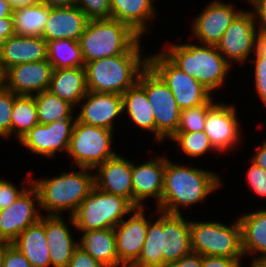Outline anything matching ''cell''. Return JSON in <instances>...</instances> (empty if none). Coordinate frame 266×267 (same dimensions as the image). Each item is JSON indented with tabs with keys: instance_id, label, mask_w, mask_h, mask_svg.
Here are the masks:
<instances>
[{
	"instance_id": "1",
	"label": "cell",
	"mask_w": 266,
	"mask_h": 267,
	"mask_svg": "<svg viewBox=\"0 0 266 267\" xmlns=\"http://www.w3.org/2000/svg\"><path fill=\"white\" fill-rule=\"evenodd\" d=\"M159 215L153 223L148 219V230L142 252L131 267H166L192 252L190 221L183 214Z\"/></svg>"
},
{
	"instance_id": "2",
	"label": "cell",
	"mask_w": 266,
	"mask_h": 267,
	"mask_svg": "<svg viewBox=\"0 0 266 267\" xmlns=\"http://www.w3.org/2000/svg\"><path fill=\"white\" fill-rule=\"evenodd\" d=\"M165 157L164 187L157 210L182 214L179 208L202 202L222 184L219 176L209 170L175 164Z\"/></svg>"
},
{
	"instance_id": "3",
	"label": "cell",
	"mask_w": 266,
	"mask_h": 267,
	"mask_svg": "<svg viewBox=\"0 0 266 267\" xmlns=\"http://www.w3.org/2000/svg\"><path fill=\"white\" fill-rule=\"evenodd\" d=\"M141 51L139 42L129 53L85 63L88 91L122 95L148 65V57Z\"/></svg>"
},
{
	"instance_id": "4",
	"label": "cell",
	"mask_w": 266,
	"mask_h": 267,
	"mask_svg": "<svg viewBox=\"0 0 266 267\" xmlns=\"http://www.w3.org/2000/svg\"><path fill=\"white\" fill-rule=\"evenodd\" d=\"M91 168L79 167V171L63 172L49 179L32 181L38 190L40 207L47 216H62L69 211L70 216L76 212L82 201L94 187V174Z\"/></svg>"
},
{
	"instance_id": "5",
	"label": "cell",
	"mask_w": 266,
	"mask_h": 267,
	"mask_svg": "<svg viewBox=\"0 0 266 267\" xmlns=\"http://www.w3.org/2000/svg\"><path fill=\"white\" fill-rule=\"evenodd\" d=\"M161 52L176 67L194 77L209 92L221 88L232 66L217 47L211 45L172 44L163 48Z\"/></svg>"
},
{
	"instance_id": "6",
	"label": "cell",
	"mask_w": 266,
	"mask_h": 267,
	"mask_svg": "<svg viewBox=\"0 0 266 267\" xmlns=\"http://www.w3.org/2000/svg\"><path fill=\"white\" fill-rule=\"evenodd\" d=\"M140 37L128 25L113 18L89 20L79 44L85 63L129 53Z\"/></svg>"
},
{
	"instance_id": "7",
	"label": "cell",
	"mask_w": 266,
	"mask_h": 267,
	"mask_svg": "<svg viewBox=\"0 0 266 267\" xmlns=\"http://www.w3.org/2000/svg\"><path fill=\"white\" fill-rule=\"evenodd\" d=\"M134 208L126 198L93 187L68 221L79 231L114 229Z\"/></svg>"
},
{
	"instance_id": "8",
	"label": "cell",
	"mask_w": 266,
	"mask_h": 267,
	"mask_svg": "<svg viewBox=\"0 0 266 267\" xmlns=\"http://www.w3.org/2000/svg\"><path fill=\"white\" fill-rule=\"evenodd\" d=\"M192 252L201 256L241 259V227L239 220L230 226L220 222L190 221Z\"/></svg>"
},
{
	"instance_id": "9",
	"label": "cell",
	"mask_w": 266,
	"mask_h": 267,
	"mask_svg": "<svg viewBox=\"0 0 266 267\" xmlns=\"http://www.w3.org/2000/svg\"><path fill=\"white\" fill-rule=\"evenodd\" d=\"M137 82L145 89L156 123V141L171 138L179 127L181 109L162 78L147 65Z\"/></svg>"
},
{
	"instance_id": "10",
	"label": "cell",
	"mask_w": 266,
	"mask_h": 267,
	"mask_svg": "<svg viewBox=\"0 0 266 267\" xmlns=\"http://www.w3.org/2000/svg\"><path fill=\"white\" fill-rule=\"evenodd\" d=\"M113 133L112 130L76 120L67 154L72 157L76 167L94 169L117 154L111 149Z\"/></svg>"
},
{
	"instance_id": "11",
	"label": "cell",
	"mask_w": 266,
	"mask_h": 267,
	"mask_svg": "<svg viewBox=\"0 0 266 267\" xmlns=\"http://www.w3.org/2000/svg\"><path fill=\"white\" fill-rule=\"evenodd\" d=\"M147 57L148 65L167 84L181 110L206 104L212 98L211 92L176 67L161 51Z\"/></svg>"
},
{
	"instance_id": "12",
	"label": "cell",
	"mask_w": 266,
	"mask_h": 267,
	"mask_svg": "<svg viewBox=\"0 0 266 267\" xmlns=\"http://www.w3.org/2000/svg\"><path fill=\"white\" fill-rule=\"evenodd\" d=\"M256 26L257 23L250 10H242L231 22L216 46L229 63L232 64V61H235L244 64L246 60L248 61L251 52L255 53L259 30Z\"/></svg>"
},
{
	"instance_id": "13",
	"label": "cell",
	"mask_w": 266,
	"mask_h": 267,
	"mask_svg": "<svg viewBox=\"0 0 266 267\" xmlns=\"http://www.w3.org/2000/svg\"><path fill=\"white\" fill-rule=\"evenodd\" d=\"M33 179L23 180L30 185L9 207L0 210V238L13 242L28 226L37 223L42 214L38 190L32 185ZM37 204V205H36ZM38 206V207H37Z\"/></svg>"
},
{
	"instance_id": "14",
	"label": "cell",
	"mask_w": 266,
	"mask_h": 267,
	"mask_svg": "<svg viewBox=\"0 0 266 267\" xmlns=\"http://www.w3.org/2000/svg\"><path fill=\"white\" fill-rule=\"evenodd\" d=\"M77 119H63L49 124H36L20 140L31 153L54 158L58 151L67 153Z\"/></svg>"
},
{
	"instance_id": "15",
	"label": "cell",
	"mask_w": 266,
	"mask_h": 267,
	"mask_svg": "<svg viewBox=\"0 0 266 267\" xmlns=\"http://www.w3.org/2000/svg\"><path fill=\"white\" fill-rule=\"evenodd\" d=\"M204 132L217 152L235 148L241 136L235 106L215 103L206 114Z\"/></svg>"
},
{
	"instance_id": "16",
	"label": "cell",
	"mask_w": 266,
	"mask_h": 267,
	"mask_svg": "<svg viewBox=\"0 0 266 267\" xmlns=\"http://www.w3.org/2000/svg\"><path fill=\"white\" fill-rule=\"evenodd\" d=\"M53 70L47 59L12 66L4 73V87L16 95L33 96L49 90Z\"/></svg>"
},
{
	"instance_id": "17",
	"label": "cell",
	"mask_w": 266,
	"mask_h": 267,
	"mask_svg": "<svg viewBox=\"0 0 266 267\" xmlns=\"http://www.w3.org/2000/svg\"><path fill=\"white\" fill-rule=\"evenodd\" d=\"M144 209L134 208L129 219H123L114 228L118 258L125 267H131L143 249L148 230V218L145 217Z\"/></svg>"
},
{
	"instance_id": "18",
	"label": "cell",
	"mask_w": 266,
	"mask_h": 267,
	"mask_svg": "<svg viewBox=\"0 0 266 267\" xmlns=\"http://www.w3.org/2000/svg\"><path fill=\"white\" fill-rule=\"evenodd\" d=\"M232 3L211 1L193 20V36L204 45L217 46L226 29L242 10H236Z\"/></svg>"
},
{
	"instance_id": "19",
	"label": "cell",
	"mask_w": 266,
	"mask_h": 267,
	"mask_svg": "<svg viewBox=\"0 0 266 267\" xmlns=\"http://www.w3.org/2000/svg\"><path fill=\"white\" fill-rule=\"evenodd\" d=\"M79 107V122L114 131V120L123 113L122 95L88 91Z\"/></svg>"
},
{
	"instance_id": "20",
	"label": "cell",
	"mask_w": 266,
	"mask_h": 267,
	"mask_svg": "<svg viewBox=\"0 0 266 267\" xmlns=\"http://www.w3.org/2000/svg\"><path fill=\"white\" fill-rule=\"evenodd\" d=\"M142 164H134L132 161V191L133 206L145 207V199L153 197L157 199V208L161 204L164 187L165 157L156 156Z\"/></svg>"
},
{
	"instance_id": "21",
	"label": "cell",
	"mask_w": 266,
	"mask_h": 267,
	"mask_svg": "<svg viewBox=\"0 0 266 267\" xmlns=\"http://www.w3.org/2000/svg\"><path fill=\"white\" fill-rule=\"evenodd\" d=\"M93 170L97 171L96 174L94 173V187L110 194L122 196L133 205L131 160H126L116 154L104 163L97 165Z\"/></svg>"
},
{
	"instance_id": "22",
	"label": "cell",
	"mask_w": 266,
	"mask_h": 267,
	"mask_svg": "<svg viewBox=\"0 0 266 267\" xmlns=\"http://www.w3.org/2000/svg\"><path fill=\"white\" fill-rule=\"evenodd\" d=\"M88 21L87 16L76 5L50 8L42 38L46 42L60 39L79 41Z\"/></svg>"
},
{
	"instance_id": "23",
	"label": "cell",
	"mask_w": 266,
	"mask_h": 267,
	"mask_svg": "<svg viewBox=\"0 0 266 267\" xmlns=\"http://www.w3.org/2000/svg\"><path fill=\"white\" fill-rule=\"evenodd\" d=\"M47 42L42 37L13 35L5 41L0 62L5 72L12 66L47 59Z\"/></svg>"
},
{
	"instance_id": "24",
	"label": "cell",
	"mask_w": 266,
	"mask_h": 267,
	"mask_svg": "<svg viewBox=\"0 0 266 267\" xmlns=\"http://www.w3.org/2000/svg\"><path fill=\"white\" fill-rule=\"evenodd\" d=\"M45 235L51 266L68 267L78 243L75 242L66 221L61 216L45 215Z\"/></svg>"
},
{
	"instance_id": "25",
	"label": "cell",
	"mask_w": 266,
	"mask_h": 267,
	"mask_svg": "<svg viewBox=\"0 0 266 267\" xmlns=\"http://www.w3.org/2000/svg\"><path fill=\"white\" fill-rule=\"evenodd\" d=\"M78 246L106 267H125L118 258L113 228L81 231Z\"/></svg>"
},
{
	"instance_id": "26",
	"label": "cell",
	"mask_w": 266,
	"mask_h": 267,
	"mask_svg": "<svg viewBox=\"0 0 266 267\" xmlns=\"http://www.w3.org/2000/svg\"><path fill=\"white\" fill-rule=\"evenodd\" d=\"M110 10L111 18L128 25L140 37L149 31L147 22L156 15L153 0H110Z\"/></svg>"
},
{
	"instance_id": "27",
	"label": "cell",
	"mask_w": 266,
	"mask_h": 267,
	"mask_svg": "<svg viewBox=\"0 0 266 267\" xmlns=\"http://www.w3.org/2000/svg\"><path fill=\"white\" fill-rule=\"evenodd\" d=\"M12 244L23 253L32 267L51 266L45 235V215L37 223L28 226Z\"/></svg>"
},
{
	"instance_id": "28",
	"label": "cell",
	"mask_w": 266,
	"mask_h": 267,
	"mask_svg": "<svg viewBox=\"0 0 266 267\" xmlns=\"http://www.w3.org/2000/svg\"><path fill=\"white\" fill-rule=\"evenodd\" d=\"M49 91L77 107L88 92L85 68L53 70Z\"/></svg>"
},
{
	"instance_id": "29",
	"label": "cell",
	"mask_w": 266,
	"mask_h": 267,
	"mask_svg": "<svg viewBox=\"0 0 266 267\" xmlns=\"http://www.w3.org/2000/svg\"><path fill=\"white\" fill-rule=\"evenodd\" d=\"M238 220L244 255L251 253L253 256L260 252L262 254L253 259H266V209L244 213Z\"/></svg>"
},
{
	"instance_id": "30",
	"label": "cell",
	"mask_w": 266,
	"mask_h": 267,
	"mask_svg": "<svg viewBox=\"0 0 266 267\" xmlns=\"http://www.w3.org/2000/svg\"><path fill=\"white\" fill-rule=\"evenodd\" d=\"M123 113L131 118L139 128L150 131L156 138V123L153 109L148 101L145 89L136 82L122 94Z\"/></svg>"
},
{
	"instance_id": "31",
	"label": "cell",
	"mask_w": 266,
	"mask_h": 267,
	"mask_svg": "<svg viewBox=\"0 0 266 267\" xmlns=\"http://www.w3.org/2000/svg\"><path fill=\"white\" fill-rule=\"evenodd\" d=\"M50 8L40 1L13 10L14 33L18 36L42 37Z\"/></svg>"
},
{
	"instance_id": "32",
	"label": "cell",
	"mask_w": 266,
	"mask_h": 267,
	"mask_svg": "<svg viewBox=\"0 0 266 267\" xmlns=\"http://www.w3.org/2000/svg\"><path fill=\"white\" fill-rule=\"evenodd\" d=\"M33 96L40 124H49L63 119H77L72 114L75 107L51 91L45 90Z\"/></svg>"
},
{
	"instance_id": "33",
	"label": "cell",
	"mask_w": 266,
	"mask_h": 267,
	"mask_svg": "<svg viewBox=\"0 0 266 267\" xmlns=\"http://www.w3.org/2000/svg\"><path fill=\"white\" fill-rule=\"evenodd\" d=\"M47 60L53 69L84 67L79 41L60 39L47 42Z\"/></svg>"
},
{
	"instance_id": "34",
	"label": "cell",
	"mask_w": 266,
	"mask_h": 267,
	"mask_svg": "<svg viewBox=\"0 0 266 267\" xmlns=\"http://www.w3.org/2000/svg\"><path fill=\"white\" fill-rule=\"evenodd\" d=\"M39 123L34 96L18 95L11 113V136L18 141Z\"/></svg>"
},
{
	"instance_id": "35",
	"label": "cell",
	"mask_w": 266,
	"mask_h": 267,
	"mask_svg": "<svg viewBox=\"0 0 266 267\" xmlns=\"http://www.w3.org/2000/svg\"><path fill=\"white\" fill-rule=\"evenodd\" d=\"M170 140L175 141L177 146L182 149L184 154L189 157H200L206 152L214 150L217 152L210 143L208 135L204 131L200 132H186L177 131Z\"/></svg>"
},
{
	"instance_id": "36",
	"label": "cell",
	"mask_w": 266,
	"mask_h": 267,
	"mask_svg": "<svg viewBox=\"0 0 266 267\" xmlns=\"http://www.w3.org/2000/svg\"><path fill=\"white\" fill-rule=\"evenodd\" d=\"M213 97L206 103L193 108L181 110L177 131L200 132L205 130V119L208 110L214 105Z\"/></svg>"
},
{
	"instance_id": "37",
	"label": "cell",
	"mask_w": 266,
	"mask_h": 267,
	"mask_svg": "<svg viewBox=\"0 0 266 267\" xmlns=\"http://www.w3.org/2000/svg\"><path fill=\"white\" fill-rule=\"evenodd\" d=\"M17 96L5 87L0 88V138L11 137V113Z\"/></svg>"
},
{
	"instance_id": "38",
	"label": "cell",
	"mask_w": 266,
	"mask_h": 267,
	"mask_svg": "<svg viewBox=\"0 0 266 267\" xmlns=\"http://www.w3.org/2000/svg\"><path fill=\"white\" fill-rule=\"evenodd\" d=\"M76 6L89 20L111 18L110 0H77Z\"/></svg>"
},
{
	"instance_id": "39",
	"label": "cell",
	"mask_w": 266,
	"mask_h": 267,
	"mask_svg": "<svg viewBox=\"0 0 266 267\" xmlns=\"http://www.w3.org/2000/svg\"><path fill=\"white\" fill-rule=\"evenodd\" d=\"M251 63L254 64V87L256 94L266 107V56H255Z\"/></svg>"
},
{
	"instance_id": "40",
	"label": "cell",
	"mask_w": 266,
	"mask_h": 267,
	"mask_svg": "<svg viewBox=\"0 0 266 267\" xmlns=\"http://www.w3.org/2000/svg\"><path fill=\"white\" fill-rule=\"evenodd\" d=\"M247 170V182L254 193L266 197V170L257 166L253 161Z\"/></svg>"
},
{
	"instance_id": "41",
	"label": "cell",
	"mask_w": 266,
	"mask_h": 267,
	"mask_svg": "<svg viewBox=\"0 0 266 267\" xmlns=\"http://www.w3.org/2000/svg\"><path fill=\"white\" fill-rule=\"evenodd\" d=\"M25 188V189H24ZM19 190L13 183L0 179V210L9 207L28 188Z\"/></svg>"
},
{
	"instance_id": "42",
	"label": "cell",
	"mask_w": 266,
	"mask_h": 267,
	"mask_svg": "<svg viewBox=\"0 0 266 267\" xmlns=\"http://www.w3.org/2000/svg\"><path fill=\"white\" fill-rule=\"evenodd\" d=\"M68 267H106L97 261L81 247H77L72 254Z\"/></svg>"
},
{
	"instance_id": "43",
	"label": "cell",
	"mask_w": 266,
	"mask_h": 267,
	"mask_svg": "<svg viewBox=\"0 0 266 267\" xmlns=\"http://www.w3.org/2000/svg\"><path fill=\"white\" fill-rule=\"evenodd\" d=\"M3 267H32V265L23 253L11 244L5 252Z\"/></svg>"
},
{
	"instance_id": "44",
	"label": "cell",
	"mask_w": 266,
	"mask_h": 267,
	"mask_svg": "<svg viewBox=\"0 0 266 267\" xmlns=\"http://www.w3.org/2000/svg\"><path fill=\"white\" fill-rule=\"evenodd\" d=\"M241 259L218 256H201V267H241Z\"/></svg>"
},
{
	"instance_id": "45",
	"label": "cell",
	"mask_w": 266,
	"mask_h": 267,
	"mask_svg": "<svg viewBox=\"0 0 266 267\" xmlns=\"http://www.w3.org/2000/svg\"><path fill=\"white\" fill-rule=\"evenodd\" d=\"M248 3L253 6L251 11L254 15L255 22L259 21L257 26L259 30H266V0H246ZM257 14V15H256ZM258 17V18H257Z\"/></svg>"
},
{
	"instance_id": "46",
	"label": "cell",
	"mask_w": 266,
	"mask_h": 267,
	"mask_svg": "<svg viewBox=\"0 0 266 267\" xmlns=\"http://www.w3.org/2000/svg\"><path fill=\"white\" fill-rule=\"evenodd\" d=\"M15 35L13 17H4L0 19V53L3 50L5 41Z\"/></svg>"
},
{
	"instance_id": "47",
	"label": "cell",
	"mask_w": 266,
	"mask_h": 267,
	"mask_svg": "<svg viewBox=\"0 0 266 267\" xmlns=\"http://www.w3.org/2000/svg\"><path fill=\"white\" fill-rule=\"evenodd\" d=\"M166 267H201V255L191 252Z\"/></svg>"
},
{
	"instance_id": "48",
	"label": "cell",
	"mask_w": 266,
	"mask_h": 267,
	"mask_svg": "<svg viewBox=\"0 0 266 267\" xmlns=\"http://www.w3.org/2000/svg\"><path fill=\"white\" fill-rule=\"evenodd\" d=\"M254 56H266V30H258Z\"/></svg>"
},
{
	"instance_id": "49",
	"label": "cell",
	"mask_w": 266,
	"mask_h": 267,
	"mask_svg": "<svg viewBox=\"0 0 266 267\" xmlns=\"http://www.w3.org/2000/svg\"><path fill=\"white\" fill-rule=\"evenodd\" d=\"M258 150L252 156L251 161H253L257 166L266 170V139L262 145L256 147Z\"/></svg>"
},
{
	"instance_id": "50",
	"label": "cell",
	"mask_w": 266,
	"mask_h": 267,
	"mask_svg": "<svg viewBox=\"0 0 266 267\" xmlns=\"http://www.w3.org/2000/svg\"><path fill=\"white\" fill-rule=\"evenodd\" d=\"M49 8L70 7L76 5L77 0H39Z\"/></svg>"
},
{
	"instance_id": "51",
	"label": "cell",
	"mask_w": 266,
	"mask_h": 267,
	"mask_svg": "<svg viewBox=\"0 0 266 267\" xmlns=\"http://www.w3.org/2000/svg\"><path fill=\"white\" fill-rule=\"evenodd\" d=\"M13 6L9 0H0V19L4 17H12Z\"/></svg>"
},
{
	"instance_id": "52",
	"label": "cell",
	"mask_w": 266,
	"mask_h": 267,
	"mask_svg": "<svg viewBox=\"0 0 266 267\" xmlns=\"http://www.w3.org/2000/svg\"><path fill=\"white\" fill-rule=\"evenodd\" d=\"M12 243L0 238V267H3L5 252Z\"/></svg>"
},
{
	"instance_id": "53",
	"label": "cell",
	"mask_w": 266,
	"mask_h": 267,
	"mask_svg": "<svg viewBox=\"0 0 266 267\" xmlns=\"http://www.w3.org/2000/svg\"><path fill=\"white\" fill-rule=\"evenodd\" d=\"M13 6V8L21 7V6H27L30 4H34L38 2L39 0H9Z\"/></svg>"
},
{
	"instance_id": "54",
	"label": "cell",
	"mask_w": 266,
	"mask_h": 267,
	"mask_svg": "<svg viewBox=\"0 0 266 267\" xmlns=\"http://www.w3.org/2000/svg\"><path fill=\"white\" fill-rule=\"evenodd\" d=\"M250 267H266V259H251Z\"/></svg>"
},
{
	"instance_id": "55",
	"label": "cell",
	"mask_w": 266,
	"mask_h": 267,
	"mask_svg": "<svg viewBox=\"0 0 266 267\" xmlns=\"http://www.w3.org/2000/svg\"><path fill=\"white\" fill-rule=\"evenodd\" d=\"M4 73L0 62V88L4 87Z\"/></svg>"
}]
</instances>
